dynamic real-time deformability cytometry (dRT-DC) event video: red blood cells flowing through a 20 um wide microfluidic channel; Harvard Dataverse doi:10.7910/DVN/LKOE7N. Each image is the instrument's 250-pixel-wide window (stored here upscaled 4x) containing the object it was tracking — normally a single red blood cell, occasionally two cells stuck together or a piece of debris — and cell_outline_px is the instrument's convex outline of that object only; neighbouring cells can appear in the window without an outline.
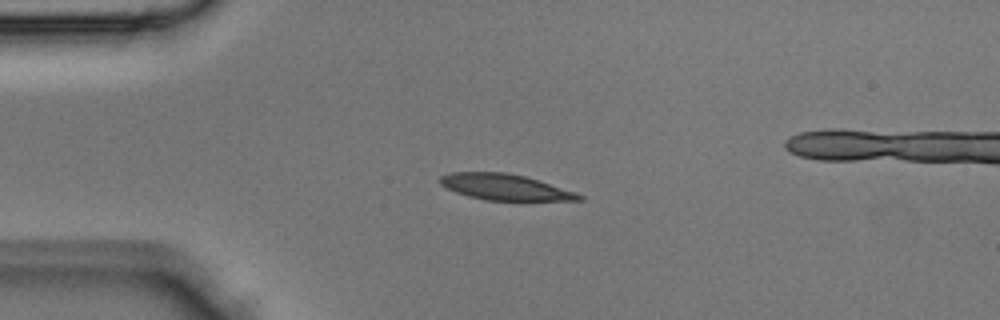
{"species": "Egyptian fruit bat (a non-hibernating species)", "species_latin": "Rousettus aegyptiacus", "temperature_condition": "room temperature", "stored_images_in_passage": 2, "camera_frame_rate_fps": 3000, "um_per_image_px": 0.085, "animal": {"sex": "male"}, "frame": {"image": 1, "passage_image": 1, "time_ms": 0.0, "image_size_px": [1000, 320], "cell_outline_px": [[584, 200], [488, 200], [468, 196], [456, 192], [440, 184], [440, 176], [452, 172], [504, 172], [524, 176], [576, 192], [584, 196]], "centroid_in_image_um": [42.92, 15.9], "position_along_channel_um": 42.1, "area_um2": 20.69}}